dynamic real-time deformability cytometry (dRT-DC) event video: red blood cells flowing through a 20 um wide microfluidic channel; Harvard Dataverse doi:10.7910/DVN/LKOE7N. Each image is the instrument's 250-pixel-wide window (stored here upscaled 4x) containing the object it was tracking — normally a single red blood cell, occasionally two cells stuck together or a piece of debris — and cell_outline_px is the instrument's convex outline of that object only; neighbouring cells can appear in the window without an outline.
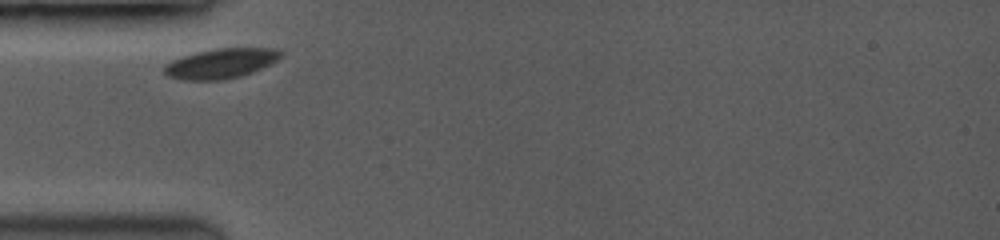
{"species": "common noctule bat (a hibernating species)", "species_latin": "Nyctalus noctula", "temperature_condition": "room temperature", "stored_images_in_passage": 2, "camera_frame_rate_fps": 3500, "um_per_image_px": 0.085, "animal": {"sex": "female", "body_mass_g": 19.0, "forearm_length_mm": 53.3}, "frame": {"image": 1, "passage_image": 1, "time_ms": 0.0, "image_size_px": [1000, 240], "cell_outline_px": [[284, 56], [252, 72], [240, 76], [220, 80], [188, 80], [168, 76], [164, 72], [164, 64], [172, 60], [196, 52], [216, 48], [276, 48], [284, 52]], "centroid_in_image_um": [18.79, 5.38], "position_along_channel_um": 66.2, "area_um2": 20.17}}